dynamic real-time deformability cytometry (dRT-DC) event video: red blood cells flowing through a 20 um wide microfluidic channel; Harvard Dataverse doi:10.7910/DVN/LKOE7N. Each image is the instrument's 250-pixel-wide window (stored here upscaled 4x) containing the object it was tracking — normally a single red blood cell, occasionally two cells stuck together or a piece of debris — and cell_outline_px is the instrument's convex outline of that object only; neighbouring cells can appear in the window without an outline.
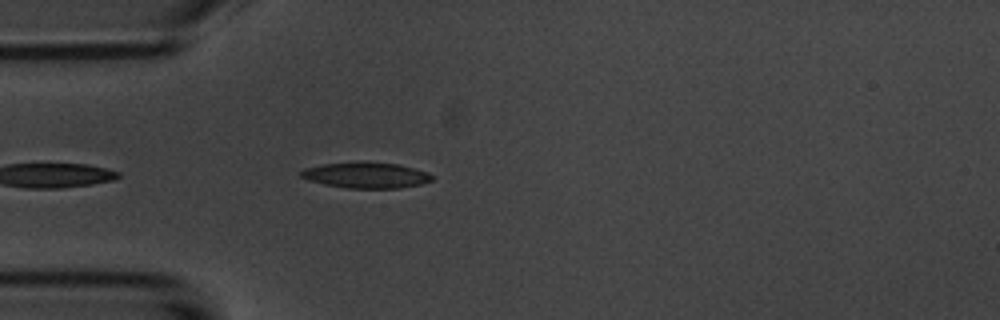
{"species": "common noctule bat (a hibernating species)", "species_latin": "Nyctalus noctula", "temperature_condition": "room temperature", "stored_images_in_passage": 4, "camera_frame_rate_fps": 3000, "um_per_image_px": 0.085, "animal": {"sex": "male", "body_mass_g": 20.1, "forearm_length_mm": 53.5}, "frame": {"image": 1, "passage_image": 4, "time_ms": 4.333, "image_size_px": [1000, 320], "cell_outline_px": [[432, 180], [420, 184], [400, 188], [348, 188], [324, 184], [308, 180], [300, 176], [300, 172], [304, 168], [320, 164], [360, 160], [400, 164], [428, 172], [432, 176]], "centroid_in_image_um": [31.08, 14.86], "position_along_channel_um": 53.9, "area_um2": 20.11}}